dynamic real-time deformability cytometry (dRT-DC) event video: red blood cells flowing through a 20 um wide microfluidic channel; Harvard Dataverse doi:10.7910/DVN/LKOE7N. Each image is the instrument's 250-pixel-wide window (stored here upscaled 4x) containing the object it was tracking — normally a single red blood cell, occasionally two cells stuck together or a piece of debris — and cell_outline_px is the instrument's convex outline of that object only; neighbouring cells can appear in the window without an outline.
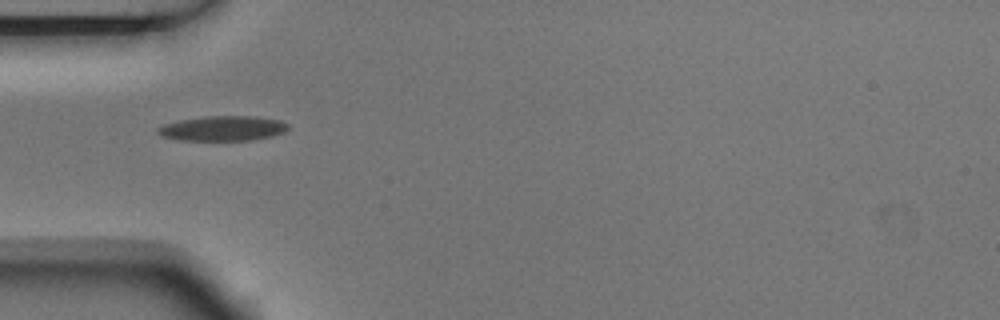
{"species": "Egyptian fruit bat (a non-hibernating species)", "species_latin": "Rousettus aegyptiacus", "temperature_condition": "room temperature", "stored_images_in_passage": 3, "camera_frame_rate_fps": 3000, "um_per_image_px": 0.085, "animal": {"sex": "male"}, "frame": {"image": 1, "passage_image": 1, "time_ms": 0.0, "image_size_px": [1000, 320], "cell_outline_px": [[288, 128], [284, 132], [272, 136], [252, 140], [180, 140], [160, 136], [156, 132], [156, 128], [164, 124], [180, 120], [204, 116], [256, 116], [280, 120], [288, 124]], "centroid_in_image_um": [18.92, 10.91], "position_along_channel_um": 66.1, "area_um2": 19.02}}
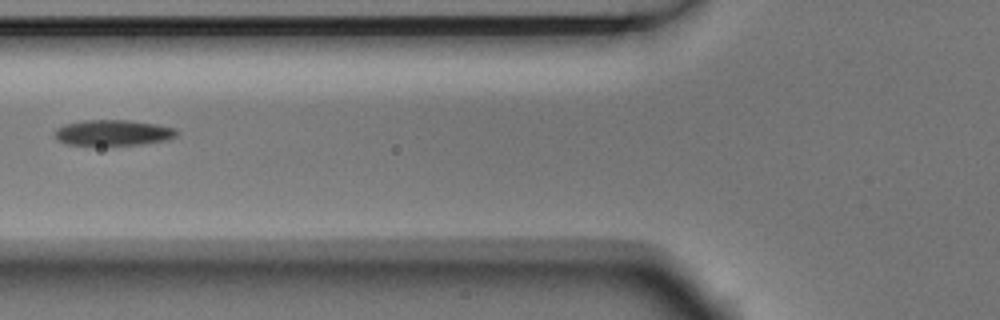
{"frame": {"image": 2, "passage_image": 2, "time_ms": 0.333, "image_size_px": [1000, 320], "cell_outline_px": [[180, 132], [176, 136], [164, 140], [140, 144], [64, 144], [56, 140], [52, 132], [56, 128], [64, 124], [84, 120], [128, 120], [156, 124], [176, 128]], "centroid_in_image_um": [9.56, 11.26], "position_along_channel_um": 116.2, "area_um2": 18.21}}
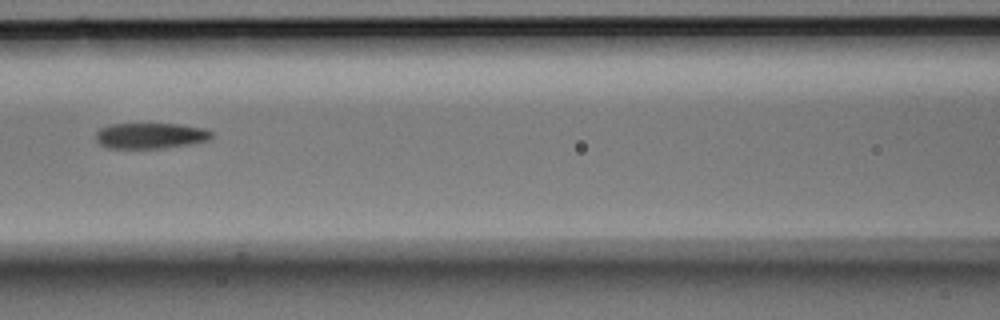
{"frame": {"image": 3, "passage_image": 3, "time_ms": 0.667, "image_size_px": [1000, 320], "cell_outline_px": [[212, 140], [196, 144], [160, 148], [108, 148], [100, 144], [96, 140], [96, 132], [100, 128], [108, 124], [180, 124], [204, 128], [212, 132]], "centroid_in_image_um": [12.83, 11.54], "position_along_channel_um": 153.8, "area_um2": 17.63}}